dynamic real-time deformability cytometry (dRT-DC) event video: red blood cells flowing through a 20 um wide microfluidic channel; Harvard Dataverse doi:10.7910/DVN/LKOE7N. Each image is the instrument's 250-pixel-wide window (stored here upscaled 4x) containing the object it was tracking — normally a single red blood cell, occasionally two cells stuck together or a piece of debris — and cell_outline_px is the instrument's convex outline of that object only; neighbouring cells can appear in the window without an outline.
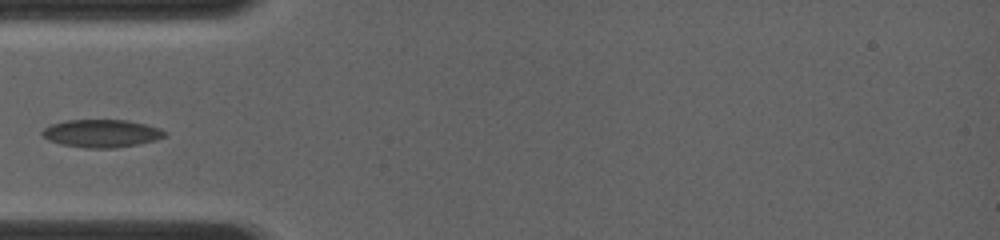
{"species": "common noctule bat (a hibernating species)", "species_latin": "Nyctalus noctula", "temperature_condition": "room temperature", "stored_images_in_passage": 2, "camera_frame_rate_fps": 4000, "um_per_image_px": 0.085, "animal": {"sex": "female", "body_mass_g": 19.0, "forearm_length_mm": 56.7}, "frame": {"image": 1, "passage_image": 2, "time_ms": 1.0, "image_size_px": [1000, 240], "cell_outline_px": [[168, 136], [156, 140], [116, 148], [84, 148], [60, 144], [48, 140], [40, 132], [44, 128], [52, 124], [68, 120], [128, 120], [160, 128], [168, 132]], "centroid_in_image_um": [8.66, 11.34], "position_along_channel_um": 76.3, "area_um2": 19.94}}